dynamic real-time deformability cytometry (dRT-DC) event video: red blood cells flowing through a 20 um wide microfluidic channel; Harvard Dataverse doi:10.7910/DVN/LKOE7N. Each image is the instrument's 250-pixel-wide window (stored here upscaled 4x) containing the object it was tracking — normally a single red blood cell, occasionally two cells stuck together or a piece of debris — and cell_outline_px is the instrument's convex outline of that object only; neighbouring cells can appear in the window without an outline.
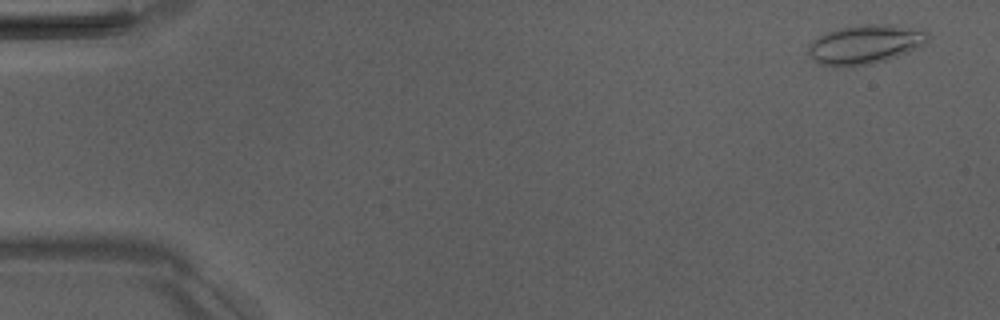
{"species": "Egyptian fruit bat (a non-hibernating species)", "species_latin": "Rousettus aegyptiacus", "temperature_condition": "room temperature", "stored_images_in_passage": 5, "camera_frame_rate_fps": 3000, "um_per_image_px": 0.085, "animal": {"sex": "male"}, "frame": {"image": 1, "passage_image": 1, "time_ms": 0.0, "image_size_px": [1000, 320], "cell_outline_px": [[928, 40], [920, 48], [888, 60], [852, 68], [832, 68], [816, 64], [812, 60], [808, 52], [808, 48], [812, 40], [836, 28], [860, 24], [888, 24], [924, 28], [928, 32]], "centroid_in_image_um": [73.54, 3.8], "position_along_channel_um": 11.5, "area_um2": 28.38}}